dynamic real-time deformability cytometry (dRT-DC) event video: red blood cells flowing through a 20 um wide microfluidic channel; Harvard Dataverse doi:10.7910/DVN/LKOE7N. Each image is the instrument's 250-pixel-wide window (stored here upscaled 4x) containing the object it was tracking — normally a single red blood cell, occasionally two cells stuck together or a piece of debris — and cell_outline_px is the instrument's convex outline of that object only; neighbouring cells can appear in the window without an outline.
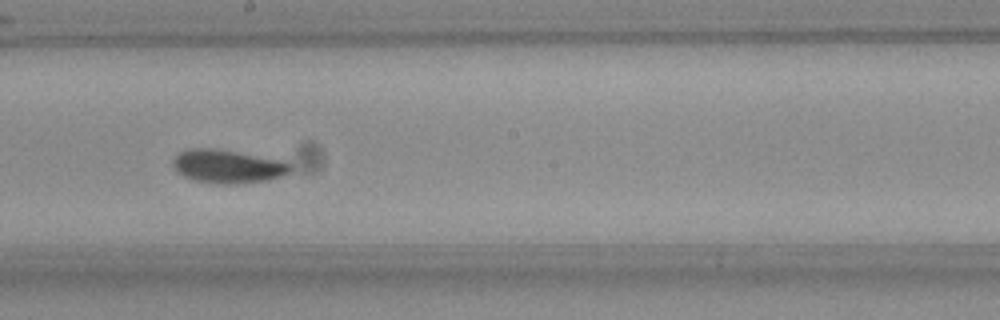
{"species": "Egyptian fruit bat (a non-hibernating species)", "species_latin": "Rousettus aegyptiacus", "temperature_condition": "room temperature", "stored_images_in_passage": 8, "camera_frame_rate_fps": 3000, "um_per_image_px": 0.085, "frame": {"image": 1, "passage_image": 8, "time_ms": 2.333, "image_size_px": [1000, 320], "cell_outline_px": [[292, 168], [288, 172], [280, 176], [268, 180], [232, 184], [216, 184], [192, 180], [184, 176], [172, 164], [172, 160], [180, 152], [188, 148], [212, 148], [236, 152], [280, 160], [292, 164]], "centroid_in_image_um": [19.33, 14.15], "position_along_channel_um": 228.9, "area_um2": 22.6}}